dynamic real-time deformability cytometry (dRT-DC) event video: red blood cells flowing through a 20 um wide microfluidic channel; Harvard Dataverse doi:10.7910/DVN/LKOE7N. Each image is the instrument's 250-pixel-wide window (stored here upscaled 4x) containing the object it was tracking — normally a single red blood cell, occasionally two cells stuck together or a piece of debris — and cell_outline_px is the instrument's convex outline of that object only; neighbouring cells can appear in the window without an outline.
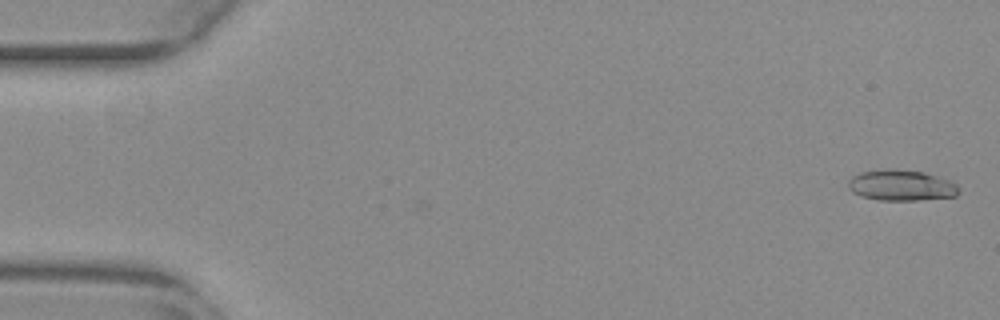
{"species": "common noctule bat (a hibernating species)", "species_latin": "Nyctalus noctula", "temperature_condition": "warm", "stored_images_in_passage": 2, "camera_frame_rate_fps": 3000, "um_per_image_px": 0.085, "animal": {"sex": "female", "body_mass_g": 29.2, "forearm_length_mm": 56.3}, "frame": {"image": 1, "passage_image": 2, "time_ms": 0.333, "image_size_px": [1000, 320], "cell_outline_px": [[960, 188], [956, 196], [920, 200], [876, 200], [860, 196], [852, 192], [848, 188], [848, 180], [852, 176], [860, 172], [884, 168], [892, 168], [924, 172], [952, 180]], "centroid_in_image_um": [76.59, 15.74], "position_along_channel_um": 8.4, "area_um2": 20.29}}